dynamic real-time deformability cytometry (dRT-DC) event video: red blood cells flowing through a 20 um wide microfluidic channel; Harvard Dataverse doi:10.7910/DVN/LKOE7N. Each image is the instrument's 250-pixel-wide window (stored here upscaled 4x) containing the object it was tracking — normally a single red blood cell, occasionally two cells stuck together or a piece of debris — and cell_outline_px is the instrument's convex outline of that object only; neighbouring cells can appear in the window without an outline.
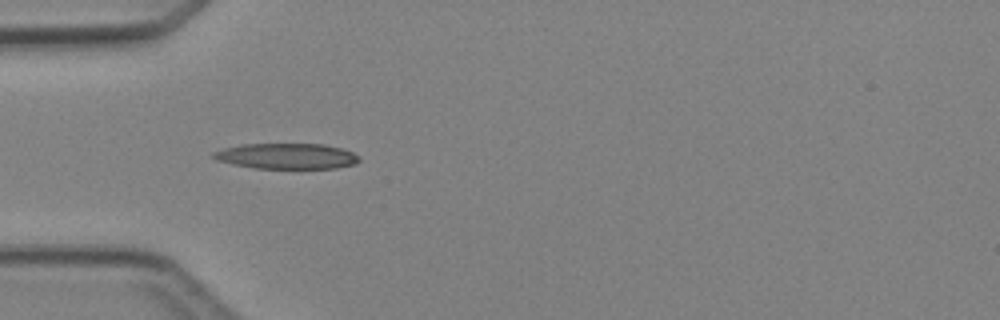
{"species": "Egyptian fruit bat (a non-hibernating species)", "species_latin": "Rousettus aegyptiacus", "temperature_condition": "cold", "stored_images_in_passage": 5, "camera_frame_rate_fps": 3000, "um_per_image_px": 0.085, "animal": {"sex": "female"}, "frame": {"image": 1, "passage_image": 3, "time_ms": 3.333, "image_size_px": [1000, 320], "cell_outline_px": [[360, 160], [356, 164], [336, 168], [256, 168], [232, 164], [216, 160], [212, 156], [212, 152], [224, 148], [240, 144], [324, 144], [340, 148], [352, 152], [360, 156]], "centroid_in_image_um": [24.37, 13.27], "position_along_channel_um": 60.6, "area_um2": 21.79}}
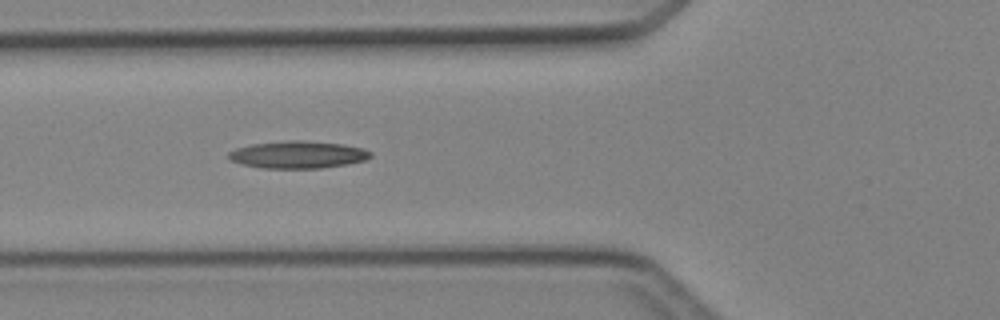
{"frame": {"image": 2, "passage_image": 4, "time_ms": 4.333, "image_size_px": [1000, 320], "cell_outline_px": [[372, 156], [364, 160], [348, 164], [320, 168], [264, 168], [240, 164], [228, 160], [228, 152], [236, 148], [252, 144], [288, 140], [300, 140], [344, 144], [364, 148], [372, 152]], "centroid_in_image_um": [25.31, 13.14], "position_along_channel_um": 100.5, "area_um2": 22.72}}
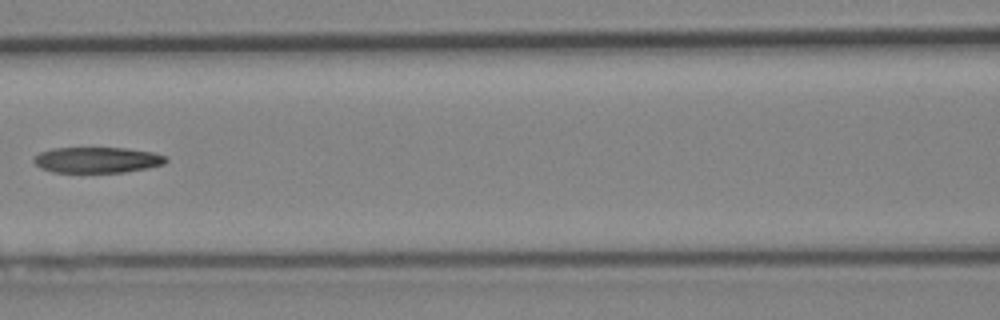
{"frame": {"image": 3, "passage_image": 5, "time_ms": 5.667, "image_size_px": [1000, 320], "cell_outline_px": [[168, 160], [164, 164], [148, 168], [124, 172], [52, 172], [40, 168], [32, 160], [40, 152], [52, 148], [124, 148], [152, 152], [168, 156]], "centroid_in_image_um": [8.27, 13.59], "position_along_channel_um": 158.3, "area_um2": 19.88}}